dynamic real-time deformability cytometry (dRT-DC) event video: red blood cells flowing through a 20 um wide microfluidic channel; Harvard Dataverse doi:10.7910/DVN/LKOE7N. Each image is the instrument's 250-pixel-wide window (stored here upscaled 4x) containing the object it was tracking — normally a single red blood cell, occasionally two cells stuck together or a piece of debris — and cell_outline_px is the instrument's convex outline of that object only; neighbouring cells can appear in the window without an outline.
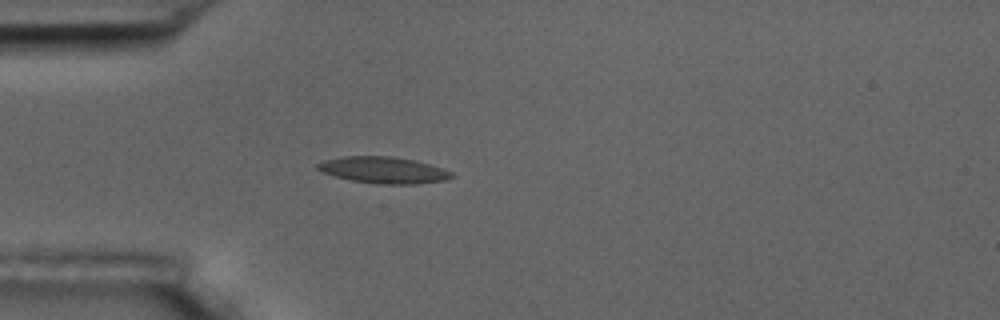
{"species": "common noctule bat (a hibernating species)", "species_latin": "Nyctalus noctula", "temperature_condition": "room temperature", "stored_images_in_passage": 1, "camera_frame_rate_fps": 3000, "um_per_image_px": 0.085, "animal": {"sex": "male", "body_mass_g": 17.5, "forearm_length_mm": 52.3}, "frame": {"image": 1, "passage_image": 1, "time_ms": 0.0, "image_size_px": [1000, 320], "cell_outline_px": [[456, 176], [444, 180], [416, 184], [376, 184], [352, 180], [336, 176], [324, 172], [316, 168], [316, 164], [320, 160], [340, 156], [392, 156], [416, 160], [452, 172]], "centroid_in_image_um": [32.56, 14.44], "position_along_channel_um": 52.4, "area_um2": 20.75}}